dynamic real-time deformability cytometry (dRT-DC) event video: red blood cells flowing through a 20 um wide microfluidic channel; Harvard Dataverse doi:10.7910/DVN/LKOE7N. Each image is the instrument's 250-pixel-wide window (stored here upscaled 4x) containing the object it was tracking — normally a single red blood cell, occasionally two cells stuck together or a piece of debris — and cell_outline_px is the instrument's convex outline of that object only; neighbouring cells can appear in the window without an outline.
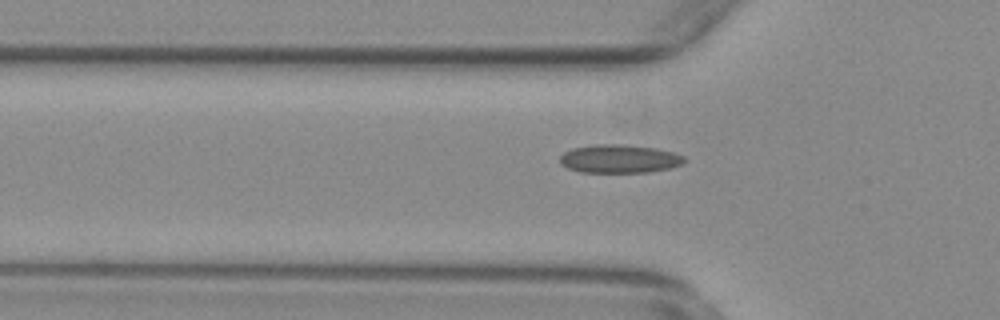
{"species": "common noctule bat (a hibernating species)", "species_latin": "Nyctalus noctula", "temperature_condition": "warm", "stored_images_in_passage": 40, "camera_frame_rate_fps": 3000, "um_per_image_px": 0.085, "animal": {"sex": "female", "body_mass_g": 29.2, "forearm_length_mm": 56.3}, "frame": {"image": 1, "passage_image": 3, "time_ms": 0.667, "image_size_px": [1000, 320], "cell_outline_px": [[688, 160], [672, 168], [648, 172], [580, 172], [568, 168], [560, 164], [560, 156], [564, 152], [572, 148], [596, 144], [624, 144], [656, 148], [672, 152], [684, 156]], "centroid_in_image_um": [52.65, 13.49], "position_along_channel_um": 73.1, "area_um2": 20.69}}
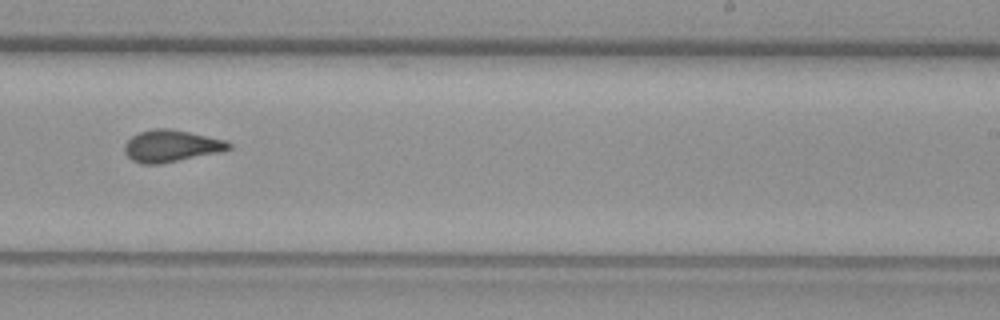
{"frame": {"image": 2, "passage_image": 19, "time_ms": 6.0, "image_size_px": [1000, 320], "cell_outline_px": [[232, 148], [220, 152], [160, 164], [140, 164], [132, 160], [124, 152], [124, 144], [132, 136], [140, 132], [152, 128], [168, 128], [188, 132], [224, 140], [232, 144]], "centroid_in_image_um": [14.52, 12.41], "position_along_channel_um": 274.5, "area_um2": 19.31}}
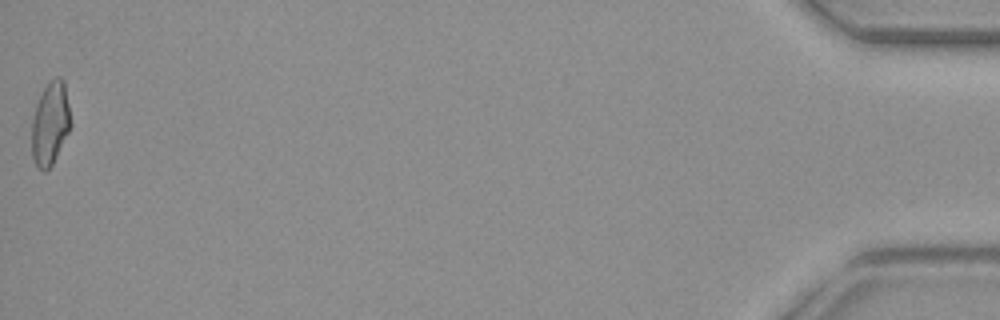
{"frame": {"image": 3, "passage_image": 40, "time_ms": 13.0, "image_size_px": [1000, 320], "cell_outline_px": [[72, 124], [52, 164], [44, 172], [36, 164], [32, 156], [32, 120], [36, 104], [44, 88], [56, 76], [60, 76], [64, 80]], "centroid_in_image_um": [4.28, 10.47], "position_along_channel_um": 430.9, "area_um2": 18.61}, "authors_computed_cell_mechanics": {"area_um2": 18.785, "velocity_mm_per_s": 3.76, "shape_relaxation_time_tau1_ms": null, "shape_relaxation_time_tau2_ms": 1.3839, "deformation_change_tau1": null, "deformation_change_tau2": 0.0776}}